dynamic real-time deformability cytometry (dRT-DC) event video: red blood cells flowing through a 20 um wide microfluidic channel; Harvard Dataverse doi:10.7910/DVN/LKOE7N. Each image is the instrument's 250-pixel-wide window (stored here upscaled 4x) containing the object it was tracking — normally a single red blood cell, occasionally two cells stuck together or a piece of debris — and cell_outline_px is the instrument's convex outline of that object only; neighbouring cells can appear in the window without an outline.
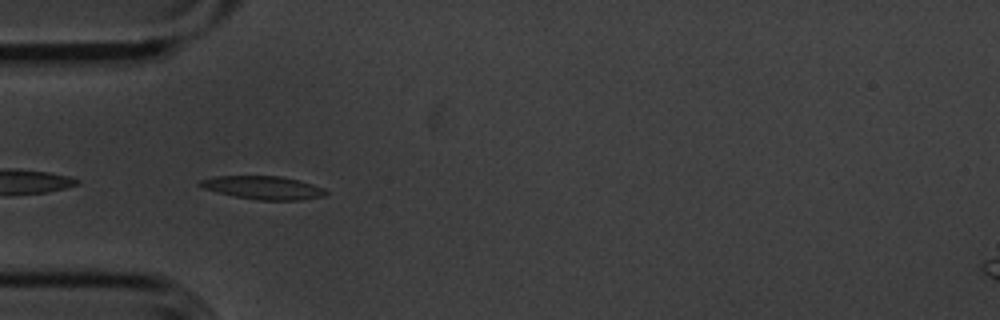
{"species": "common noctule bat (a hibernating species)", "species_latin": "Nyctalus noctula", "temperature_condition": "cold", "stored_images_in_passage": 26, "segment_of_instrument_passage": [1, 2], "camera_frame_rate_fps": 3000, "um_per_image_px": 0.085, "animal": {"sex": "male", "body_mass_g": 20.1, "forearm_length_mm": 53.5}, "frame": {"image": 1, "passage_image": 2, "time_ms": 0.333, "image_size_px": [1000, 320], "cell_outline_px": [[328, 192], [324, 196], [300, 200], [256, 200], [232, 196], [216, 192], [204, 188], [196, 184], [200, 180], [216, 176], [280, 176], [300, 180], [324, 188]], "centroid_in_image_um": [22.36, 15.95], "position_along_channel_um": 62.6, "area_um2": 17.17}}
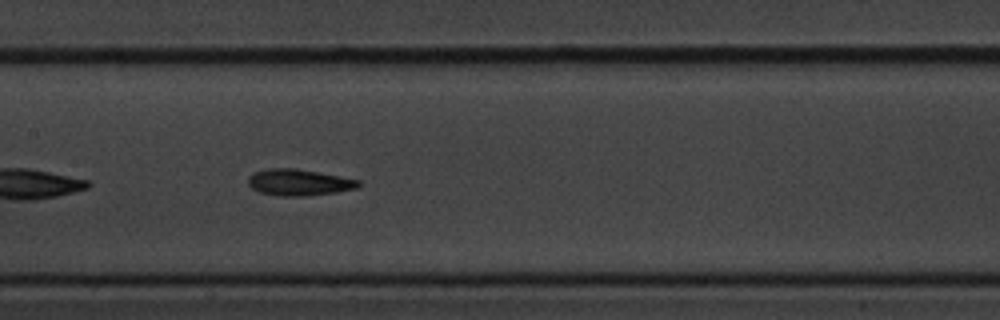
{"frame": {"image": 2, "passage_image": 12, "time_ms": 3.667, "image_size_px": [1000, 320], "cell_outline_px": [[360, 184], [356, 188], [336, 192], [308, 196], [280, 196], [260, 192], [252, 188], [248, 184], [248, 176], [256, 172], [268, 168], [296, 168], [340, 176], [360, 180]], "centroid_in_image_um": [25.4, 15.5], "position_along_channel_um": 182.0, "area_um2": 16.94}}
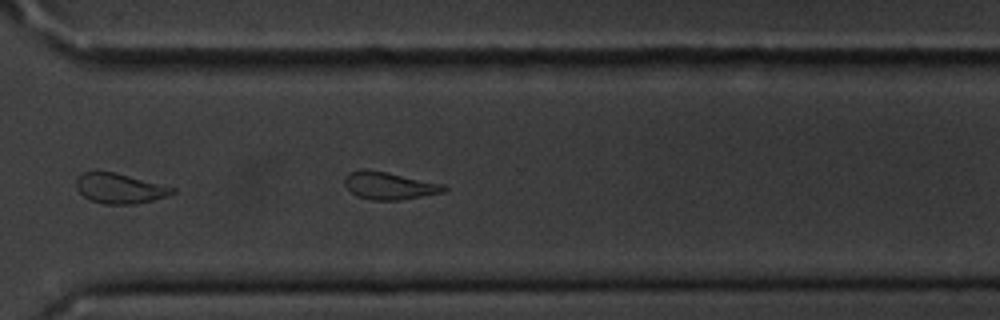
{"frame": {"image": 3, "passage_image": 25, "time_ms": 8.0, "image_size_px": [1000, 320], "cell_outline_px": [[176, 192], [168, 196], [136, 204], [104, 204], [92, 200], [84, 196], [76, 188], [76, 176], [80, 172], [116, 172], [176, 188]], "centroid_in_image_um": [10.18, 16.01], "position_along_channel_um": 360.4, "area_um2": 16.88}}